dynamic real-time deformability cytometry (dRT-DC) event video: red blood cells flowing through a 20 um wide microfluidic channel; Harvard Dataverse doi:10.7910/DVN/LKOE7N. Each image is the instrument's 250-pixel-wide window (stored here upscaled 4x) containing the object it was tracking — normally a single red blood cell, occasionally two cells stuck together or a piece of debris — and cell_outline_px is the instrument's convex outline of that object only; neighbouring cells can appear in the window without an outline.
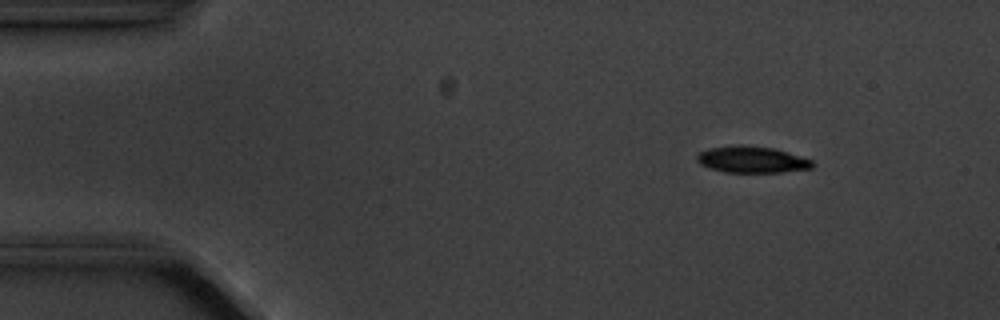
{"species": "common noctule bat (a hibernating species)", "species_latin": "Nyctalus noctula", "temperature_condition": "cold", "stored_images_in_passage": 10, "camera_frame_rate_fps": 3000, "um_per_image_px": 0.085, "animal": {"sex": "male", "body_mass_g": 20.1, "forearm_length_mm": 53.5}, "frame": {"image": 1, "passage_image": 2, "time_ms": 1.333, "image_size_px": [1000, 320], "cell_outline_px": [[812, 168], [780, 172], [724, 172], [708, 168], [700, 164], [696, 160], [696, 156], [700, 152], [708, 148], [732, 144], [740, 144], [772, 148], [812, 160]], "centroid_in_image_um": [63.82, 13.55], "position_along_channel_um": 21.2, "area_um2": 17.8}}